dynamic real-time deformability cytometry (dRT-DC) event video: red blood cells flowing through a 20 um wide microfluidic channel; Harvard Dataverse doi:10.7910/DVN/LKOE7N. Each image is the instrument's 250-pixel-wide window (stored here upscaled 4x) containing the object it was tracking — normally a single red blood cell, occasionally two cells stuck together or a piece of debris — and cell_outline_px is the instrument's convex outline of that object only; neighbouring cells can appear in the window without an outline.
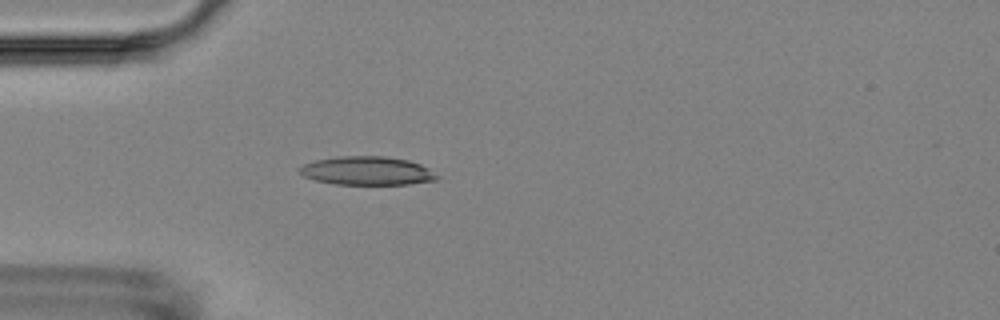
{"species": "Egyptian fruit bat (a non-hibernating species)", "species_latin": "Rousettus aegyptiacus", "temperature_condition": "room temperature", "stored_images_in_passage": 2, "camera_frame_rate_fps": 3000, "um_per_image_px": 0.085, "animal": {"sex": "female"}, "frame": {"image": 1, "passage_image": 2, "time_ms": 1.333, "image_size_px": [1000, 320], "cell_outline_px": [[440, 176], [436, 180], [408, 184], [336, 184], [316, 180], [304, 176], [296, 168], [304, 164], [316, 160], [340, 156], [384, 156], [408, 160], [420, 164], [428, 168]], "centroid_in_image_um": [31.21, 14.51], "position_along_channel_um": 53.8, "area_um2": 22.77}}